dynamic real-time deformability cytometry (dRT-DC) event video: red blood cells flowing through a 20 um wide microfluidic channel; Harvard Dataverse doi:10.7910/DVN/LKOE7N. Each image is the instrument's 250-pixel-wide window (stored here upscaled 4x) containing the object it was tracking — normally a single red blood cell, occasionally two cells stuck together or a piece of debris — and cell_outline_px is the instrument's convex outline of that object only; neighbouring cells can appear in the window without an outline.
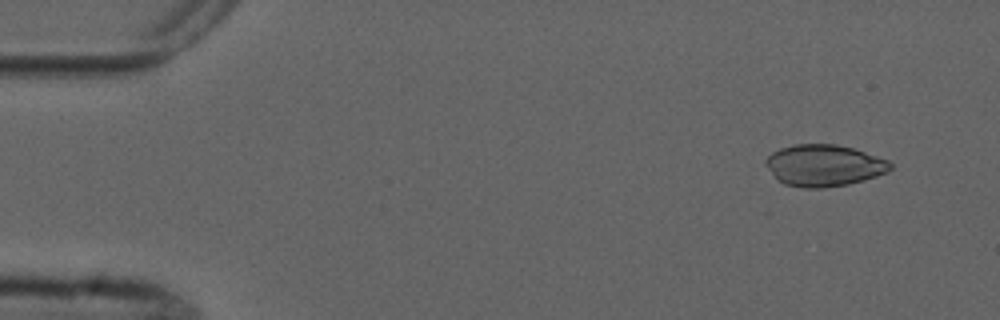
{"species": "common noctule bat (a hibernating species)", "species_latin": "Nyctalus noctula", "temperature_condition": "cold", "stored_images_in_passage": 5, "camera_frame_rate_fps": 3000, "um_per_image_px": 0.085, "animal": {"sex": "male", "forearm_length_mm": 52.5}, "frame": {"image": 1, "passage_image": 1, "time_ms": 0.0, "image_size_px": [1000, 320], "cell_outline_px": [[892, 168], [888, 172], [864, 180], [848, 184], [824, 188], [800, 188], [784, 184], [776, 180], [764, 164], [764, 160], [772, 152], [780, 148], [792, 144], [836, 144], [852, 148], [888, 160], [892, 164]], "centroid_in_image_um": [69.99, 14.07], "position_along_channel_um": 15.0, "area_um2": 30.52}}